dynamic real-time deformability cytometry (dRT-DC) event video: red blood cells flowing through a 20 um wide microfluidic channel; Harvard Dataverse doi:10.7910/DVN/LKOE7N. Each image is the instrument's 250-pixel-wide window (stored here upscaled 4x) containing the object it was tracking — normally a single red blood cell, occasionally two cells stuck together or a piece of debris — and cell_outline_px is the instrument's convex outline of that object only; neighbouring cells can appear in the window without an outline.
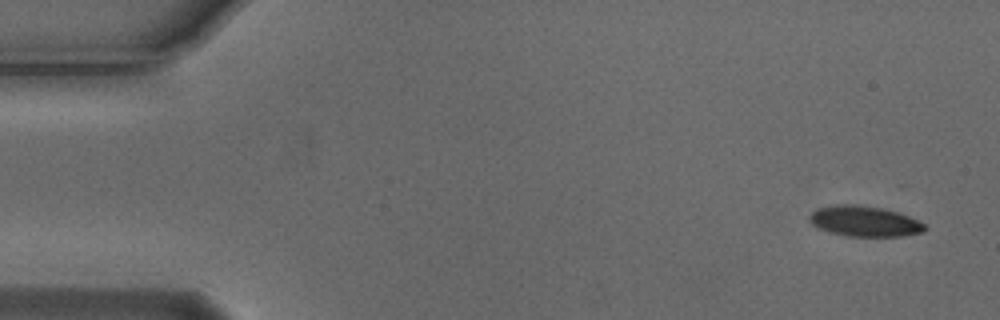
{"species": "Egyptian fruit bat (a non-hibernating species)", "species_latin": "Rousettus aegyptiacus", "temperature_condition": "cold", "stored_images_in_passage": 4, "camera_frame_rate_fps": 3000, "um_per_image_px": 0.085, "animal": {"sex": "male"}, "frame": {"image": 1, "passage_image": 1, "time_ms": 0.0, "image_size_px": [1000, 320], "cell_outline_px": [[928, 228], [924, 232], [900, 236], [848, 236], [832, 232], [820, 228], [812, 224], [808, 216], [816, 208], [836, 204], [856, 204], [884, 208], [908, 216], [924, 224]], "centroid_in_image_um": [73.48, 18.79], "position_along_channel_um": 11.5, "area_um2": 20.4}}
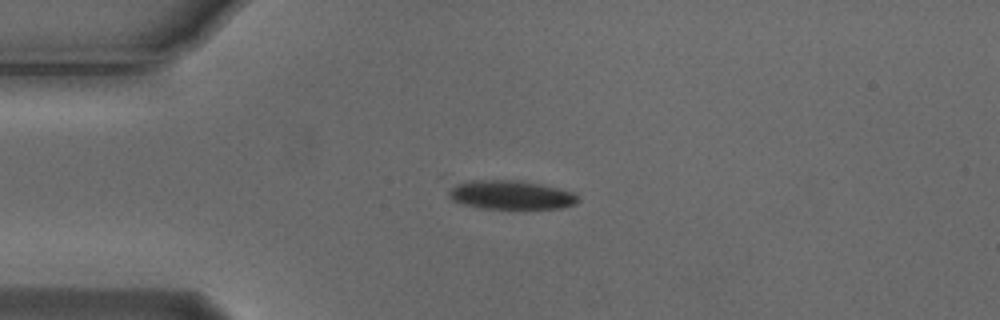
{"frame": {"image": 2, "passage_image": 4, "time_ms": 1.0, "image_size_px": [1000, 320], "cell_outline_px": [[576, 204], [560, 208], [480, 208], [464, 204], [452, 200], [448, 196], [448, 192], [456, 184], [472, 180], [512, 180], [540, 184], [572, 192], [576, 196]], "centroid_in_image_um": [43.37, 16.57], "position_along_channel_um": 41.6, "area_um2": 21.27}}